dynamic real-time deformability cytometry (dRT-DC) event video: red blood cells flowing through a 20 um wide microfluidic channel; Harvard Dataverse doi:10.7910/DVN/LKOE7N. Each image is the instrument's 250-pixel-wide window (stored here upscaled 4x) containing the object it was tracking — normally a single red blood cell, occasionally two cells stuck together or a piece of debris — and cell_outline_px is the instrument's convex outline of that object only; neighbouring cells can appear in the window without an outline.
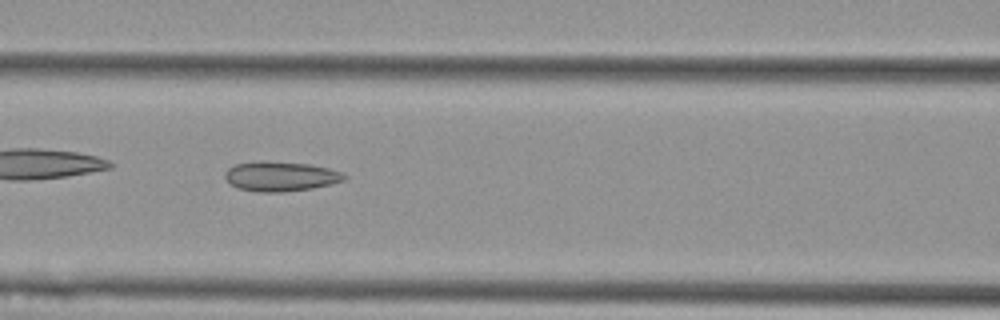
{"species": "Egyptian fruit bat (a non-hibernating species)", "species_latin": "Rousettus aegyptiacus", "temperature_condition": "cold", "stored_images_in_passage": 5, "camera_frame_rate_fps": 3000, "um_per_image_px": 0.085, "animal": {"sex": "female"}, "frame": {"image": 1, "passage_image": 3, "time_ms": 0.667, "image_size_px": [1000, 320], "cell_outline_px": [[348, 176], [344, 180], [332, 184], [312, 188], [284, 192], [256, 192], [236, 188], [224, 176], [224, 172], [228, 168], [236, 164], [260, 160], [264, 160], [308, 164], [328, 168], [344, 172]], "centroid_in_image_um": [23.86, 14.98], "position_along_channel_um": 142.7, "area_um2": 20.92}}
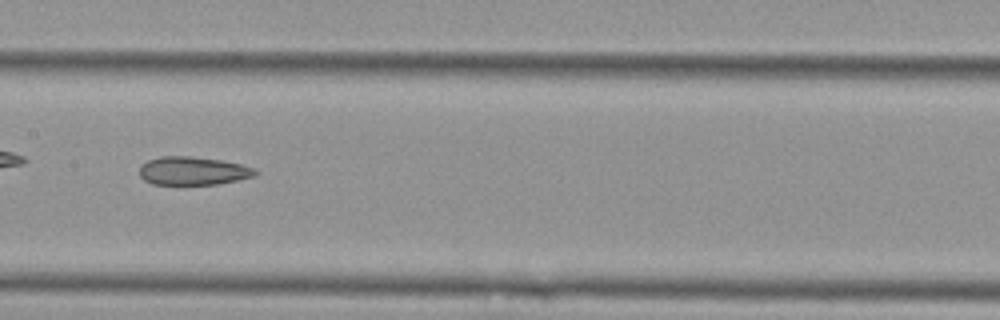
{"frame": {"image": 2, "passage_image": 4, "time_ms": 1.0, "image_size_px": [1000, 320], "cell_outline_px": [[260, 172], [256, 176], [216, 184], [152, 184], [144, 180], [140, 176], [140, 164], [148, 160], [160, 156], [192, 156], [224, 160], [240, 164], [252, 168]], "centroid_in_image_um": [16.39, 14.51], "position_along_channel_um": 191.0, "area_um2": 19.19}}
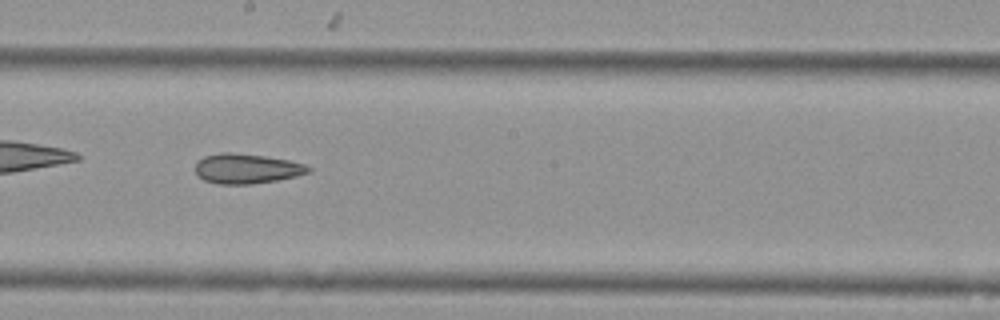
{"frame": {"image": 3, "passage_image": 5, "time_ms": 1.333, "image_size_px": [1000, 320], "cell_outline_px": [[312, 168], [308, 172], [296, 176], [276, 180], [252, 184], [220, 184], [204, 180], [196, 172], [196, 160], [204, 156], [220, 152], [232, 152], [264, 156], [288, 160], [304, 164]], "centroid_in_image_um": [20.94, 14.32], "position_along_channel_um": 227.3, "area_um2": 19.59}}